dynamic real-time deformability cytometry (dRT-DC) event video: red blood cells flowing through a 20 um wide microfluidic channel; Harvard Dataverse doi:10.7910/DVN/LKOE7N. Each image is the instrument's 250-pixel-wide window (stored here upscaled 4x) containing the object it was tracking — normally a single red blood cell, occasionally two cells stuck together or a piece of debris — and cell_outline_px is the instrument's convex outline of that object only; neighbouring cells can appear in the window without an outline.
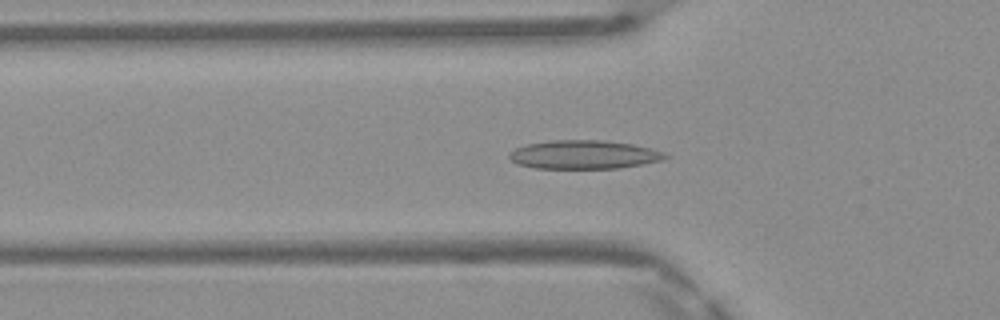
{"species": "Egyptian fruit bat (a non-hibernating species)", "species_latin": "Rousettus aegyptiacus", "temperature_condition": "warm", "stored_images_in_passage": 48, "segment_of_instrument_passage": [1, 2], "camera_frame_rate_fps": 3000, "um_per_image_px": 0.085, "frame": {"image": 1, "passage_image": 15, "time_ms": 4.667, "image_size_px": [1000, 320], "cell_outline_px": [[668, 156], [660, 160], [620, 168], [536, 168], [516, 164], [508, 156], [508, 152], [516, 148], [528, 144], [552, 140], [600, 140], [632, 144], [664, 152]], "centroid_in_image_um": [49.57, 13.14], "position_along_channel_um": 76.2, "area_um2": 25.72}}
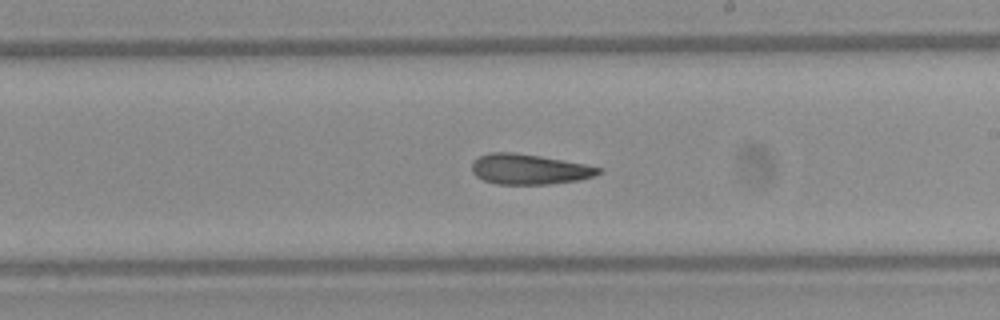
{"frame": {"image": 2, "passage_image": 27, "time_ms": 8.667, "image_size_px": [1000, 320], "cell_outline_px": [[604, 172], [596, 176], [580, 180], [548, 184], [496, 184], [484, 180], [476, 176], [472, 172], [472, 160], [488, 152], [512, 152], [540, 156], [584, 164], [604, 168]], "centroid_in_image_um": [45.01, 14.38], "position_along_channel_um": 244.0, "area_um2": 22.54}}
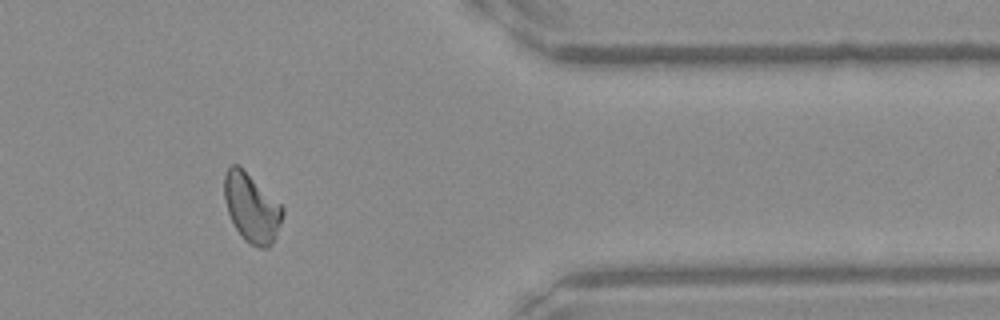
{"frame": {"image": 3, "passage_image": 39, "time_ms": 12.667, "image_size_px": [1000, 320], "cell_outline_px": [[284, 212], [276, 236], [272, 244], [268, 248], [260, 248], [248, 244], [244, 240], [236, 228], [228, 212], [224, 200], [224, 176], [228, 168], [232, 164], [236, 164], [280, 204], [284, 208]], "centroid_in_image_um": [21.38, 17.72], "position_along_channel_um": 390.0, "area_um2": 22.89}}